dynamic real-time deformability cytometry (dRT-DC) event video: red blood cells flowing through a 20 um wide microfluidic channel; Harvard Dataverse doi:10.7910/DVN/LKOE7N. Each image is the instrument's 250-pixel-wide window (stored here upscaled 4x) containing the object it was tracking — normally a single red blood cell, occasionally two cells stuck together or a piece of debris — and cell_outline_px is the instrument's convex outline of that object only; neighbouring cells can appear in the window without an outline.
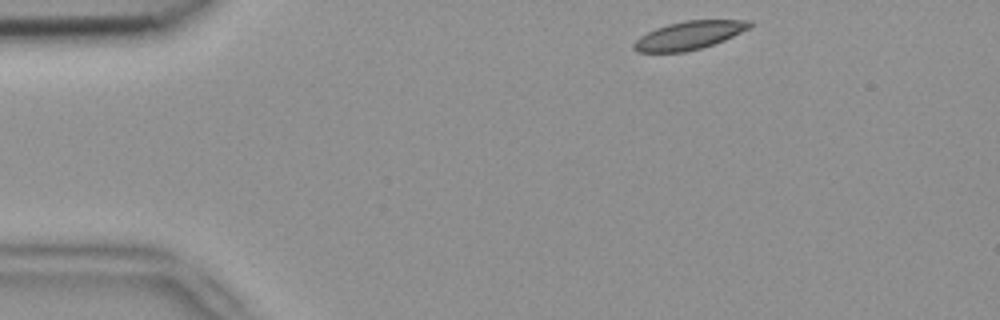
{"species": "common noctule bat (a hibernating species)", "species_latin": "Nyctalus noctula", "temperature_condition": "room temperature", "stored_images_in_passage": 4, "segment_of_instrument_passage": [1, 2], "camera_frame_rate_fps": 3000, "um_per_image_px": 0.085, "animal": {"sex": "female", "body_mass_g": 18.4}, "frame": {"image": 1, "passage_image": 1, "time_ms": 0.0, "image_size_px": [1000, 320], "cell_outline_px": [[752, 24], [748, 28], [724, 40], [700, 48], [684, 52], [636, 52], [632, 48], [632, 44], [640, 36], [656, 28], [668, 24], [684, 20], [752, 20]], "centroid_in_image_um": [58.53, 3.0], "position_along_channel_um": 26.5, "area_um2": 18.9}}